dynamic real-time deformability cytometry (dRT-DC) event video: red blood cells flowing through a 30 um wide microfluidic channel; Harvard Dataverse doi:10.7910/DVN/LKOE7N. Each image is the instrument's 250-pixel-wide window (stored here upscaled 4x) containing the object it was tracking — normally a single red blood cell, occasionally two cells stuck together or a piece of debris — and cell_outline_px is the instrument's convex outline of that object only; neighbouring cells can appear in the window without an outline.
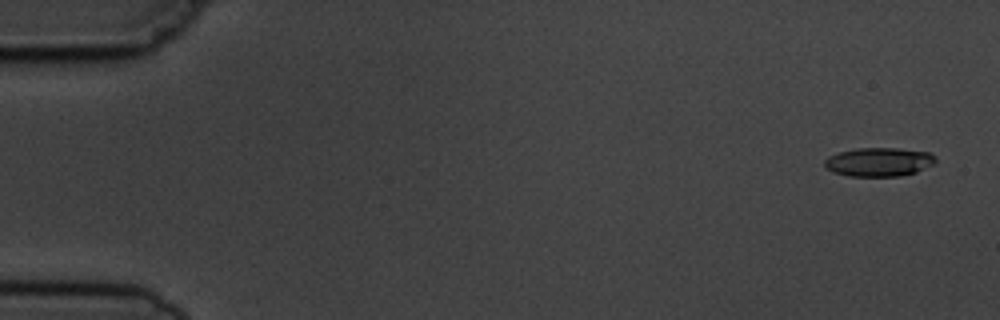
{"species": "common noctule bat (a hibernating species)", "species_latin": "Nyctalus noctula", "temperature_condition": "cold", "stored_images_in_passage": 5, "camera_frame_rate_fps": 3000, "um_per_image_px": 0.085, "animal": {"sex": "male", "body_mass_g": 19.5, "forearm_length_mm": 54.6}, "frame": {"image": 1, "passage_image": 1, "time_ms": 0.0, "image_size_px": [1000, 320], "cell_outline_px": [[936, 164], [916, 172], [900, 176], [848, 176], [832, 172], [824, 164], [824, 160], [828, 156], [840, 152], [856, 148], [896, 148], [928, 152], [936, 156]], "centroid_in_image_um": [74.73, 13.77], "position_along_channel_um": 10.3, "area_um2": 18.73}}
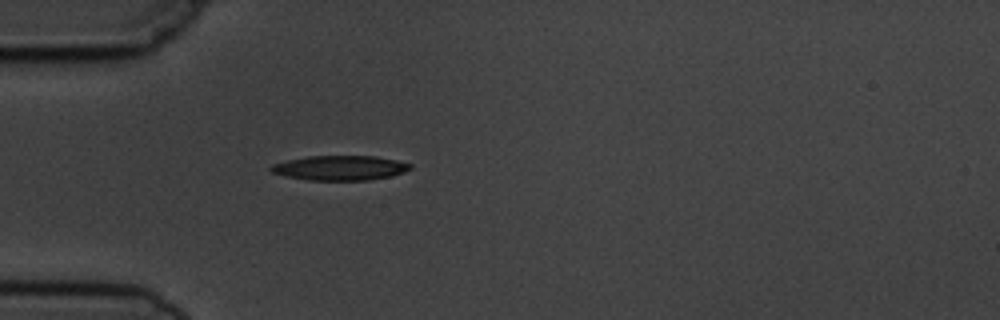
{"frame": {"image": 2, "passage_image": 5, "time_ms": 4.667, "image_size_px": [1000, 320], "cell_outline_px": [[412, 168], [404, 172], [392, 176], [368, 180], [308, 180], [284, 176], [272, 172], [268, 168], [272, 164], [288, 160], [308, 156], [376, 156], [396, 160], [412, 164]], "centroid_in_image_um": [28.9, 14.27], "position_along_channel_um": 56.1, "area_um2": 20.11}}